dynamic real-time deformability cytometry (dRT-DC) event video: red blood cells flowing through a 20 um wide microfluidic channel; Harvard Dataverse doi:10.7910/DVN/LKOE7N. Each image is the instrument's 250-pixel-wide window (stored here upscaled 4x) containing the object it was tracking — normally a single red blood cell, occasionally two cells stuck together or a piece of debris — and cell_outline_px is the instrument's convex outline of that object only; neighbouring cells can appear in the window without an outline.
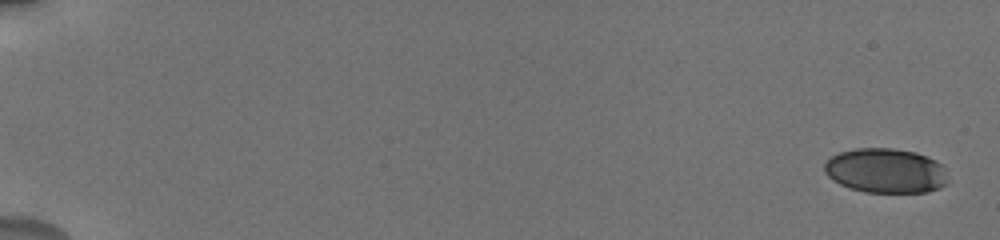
{"species": "human", "species_latin": "Homo sapiens", "temperature_condition": "cold", "stored_images_in_passage": 30, "camera_frame_rate_fps": 3000, "um_per_image_px": 0.085, "donor": {"sex": "male"}, "frame": {"image": 1, "passage_image": 1, "time_ms": 0.0, "image_size_px": [1000, 240], "cell_outline_px": [[948, 184], [940, 188], [928, 192], [864, 192], [848, 188], [832, 180], [824, 172], [824, 164], [832, 156], [840, 152], [856, 148], [892, 148], [916, 152], [936, 160], [944, 164], [948, 176]], "centroid_in_image_um": [75.33, 14.51], "position_along_channel_um": 9.7, "area_um2": 32.6}}
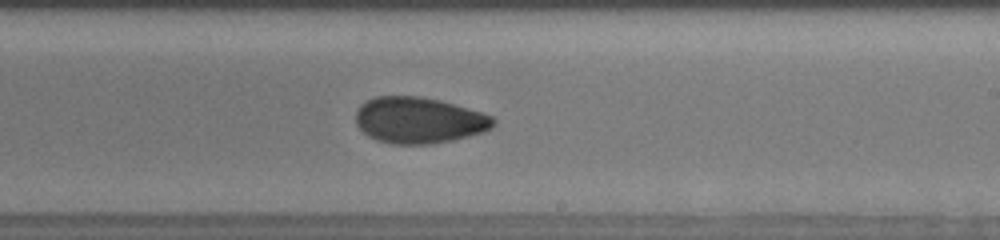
{"frame": {"image": 2, "passage_image": 22, "time_ms": 11.667, "image_size_px": [1000, 240], "cell_outline_px": [[496, 124], [492, 128], [484, 132], [452, 140], [432, 144], [392, 144], [376, 140], [368, 136], [356, 124], [356, 108], [360, 104], [376, 96], [420, 96], [440, 100], [480, 112], [492, 116], [496, 120]], "centroid_in_image_um": [35.6, 10.22], "position_along_channel_um": 253.4, "area_um2": 37.17}}
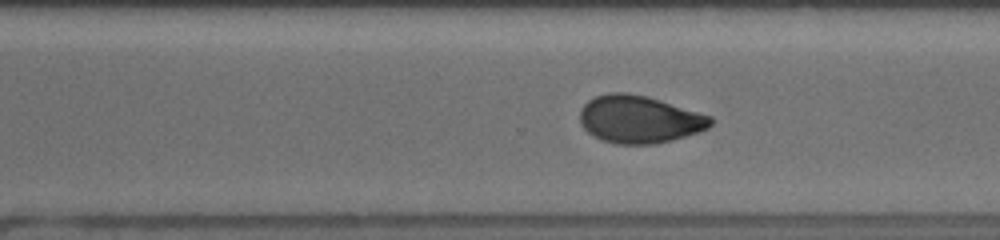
{"frame": {"image": 3, "passage_image": 28, "time_ms": 13.333, "image_size_px": [1000, 240], "cell_outline_px": [[716, 120], [708, 128], [700, 132], [672, 140], [652, 144], [616, 144], [604, 140], [588, 132], [580, 124], [580, 108], [588, 100], [596, 96], [608, 92], [628, 92], [660, 100], [712, 116]], "centroid_in_image_um": [54.36, 10.13], "position_along_channel_um": 316.2, "area_um2": 36.3}}